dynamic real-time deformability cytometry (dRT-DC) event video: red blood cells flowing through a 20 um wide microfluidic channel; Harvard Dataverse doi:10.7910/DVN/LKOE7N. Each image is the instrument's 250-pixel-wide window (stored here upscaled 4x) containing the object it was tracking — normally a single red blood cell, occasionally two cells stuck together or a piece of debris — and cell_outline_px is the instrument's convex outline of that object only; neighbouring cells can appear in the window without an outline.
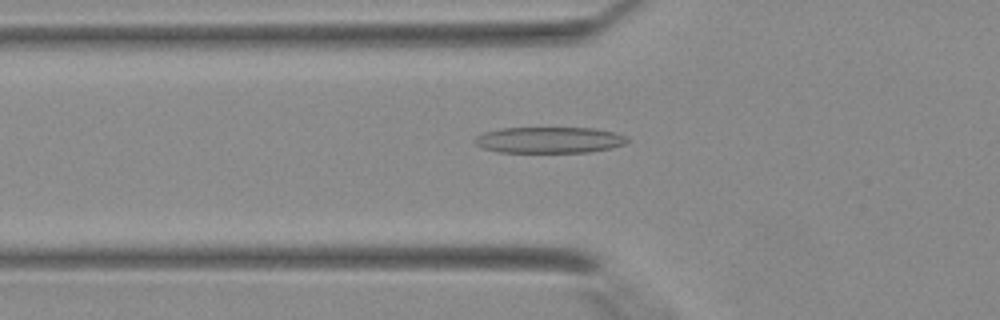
{"species": "Egyptian fruit bat (a non-hibernating species)", "species_latin": "Rousettus aegyptiacus", "temperature_condition": "warm", "stored_images_in_passage": 31, "camera_frame_rate_fps": 3000, "um_per_image_px": 0.085, "animal": {"sex": "female"}, "frame": {"image": 1, "passage_image": 4, "time_ms": 1.0, "image_size_px": [1000, 320], "cell_outline_px": [[628, 140], [624, 144], [608, 148], [588, 152], [500, 152], [484, 148], [476, 144], [472, 140], [476, 136], [484, 132], [500, 128], [592, 128], [612, 132], [624, 136]], "centroid_in_image_um": [46.62, 11.89], "position_along_channel_um": 79.2, "area_um2": 22.95}}
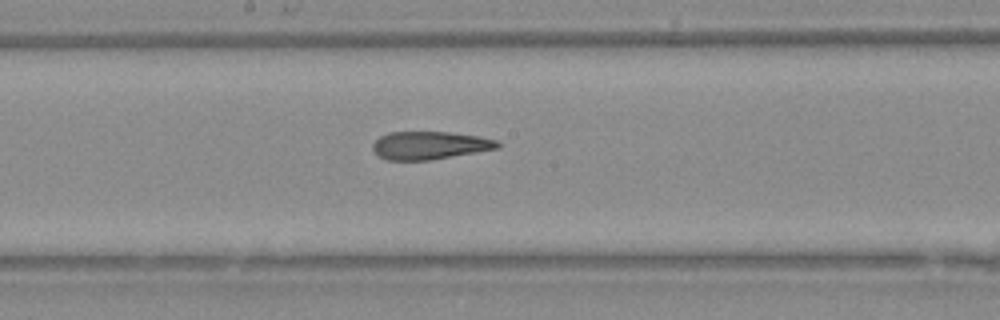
{"frame": {"image": 2, "passage_image": 12, "time_ms": 3.667, "image_size_px": [1000, 320], "cell_outline_px": [[500, 148], [432, 160], [388, 160], [376, 156], [372, 148], [372, 144], [380, 136], [388, 132], [448, 132], [476, 136], [496, 140], [500, 144]], "centroid_in_image_um": [36.48, 12.36], "position_along_channel_um": 211.7, "area_um2": 20.4}}
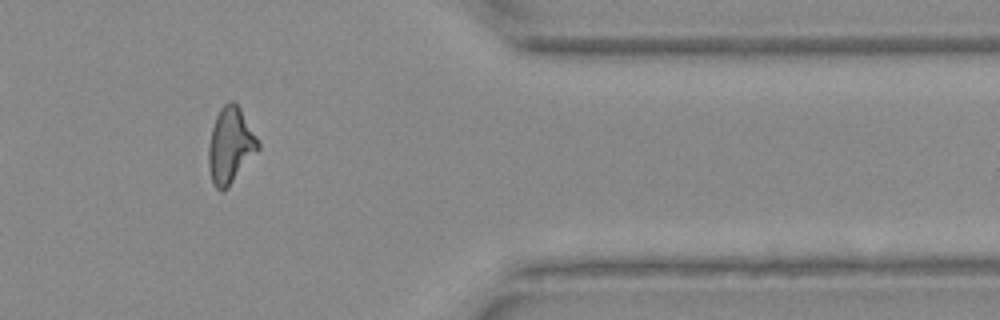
{"frame": {"image": 3, "passage_image": 24, "time_ms": 7.667, "image_size_px": [1000, 320], "cell_outline_px": [[260, 148], [228, 188], [224, 192], [220, 192], [216, 188], [212, 180], [208, 168], [208, 148], [212, 128], [216, 116], [220, 108], [228, 100], [232, 100], [240, 108], [256, 136], [260, 144]], "centroid_in_image_um": [19.57, 12.38], "position_along_channel_um": 391.8, "area_um2": 21.91}}